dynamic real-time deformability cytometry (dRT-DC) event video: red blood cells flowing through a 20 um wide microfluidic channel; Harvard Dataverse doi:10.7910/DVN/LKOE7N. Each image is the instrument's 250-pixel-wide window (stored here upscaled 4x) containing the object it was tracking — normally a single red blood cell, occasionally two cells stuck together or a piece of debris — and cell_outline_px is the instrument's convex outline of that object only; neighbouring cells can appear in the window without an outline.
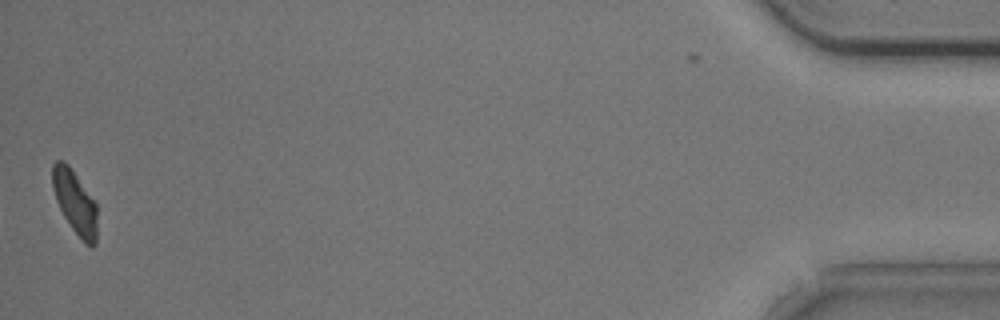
{"species": "common noctule bat (a hibernating species)", "species_latin": "Nyctalus noctula", "temperature_condition": "cold", "stored_images_in_passage": 41, "camera_frame_rate_fps": 3000, "um_per_image_px": 0.085, "animal": {"sex": "male", "body_mass_g": 20.5, "forearm_length_mm": 52.5}, "frame": {"image": 1, "passage_image": 40, "time_ms": 13.0, "image_size_px": [1000, 320], "cell_outline_px": [[96, 244], [92, 248], [84, 244], [72, 228], [64, 216], [56, 200], [52, 188], [52, 164], [56, 160], [64, 160], [68, 164], [96, 200]], "centroid_in_image_um": [6.38, 17.18], "position_along_channel_um": 428.8, "area_um2": 16.82}, "authors_computed_cell_mechanics": {"area_um2": 18.4382, "velocity_mm_per_s": 3.7126, "shape_relaxation_time_tau1_ms": 2.089, "shape_relaxation_time_tau2_ms": null, "deformation_change_tau1": 0.1166, "deformation_change_tau2": null}}